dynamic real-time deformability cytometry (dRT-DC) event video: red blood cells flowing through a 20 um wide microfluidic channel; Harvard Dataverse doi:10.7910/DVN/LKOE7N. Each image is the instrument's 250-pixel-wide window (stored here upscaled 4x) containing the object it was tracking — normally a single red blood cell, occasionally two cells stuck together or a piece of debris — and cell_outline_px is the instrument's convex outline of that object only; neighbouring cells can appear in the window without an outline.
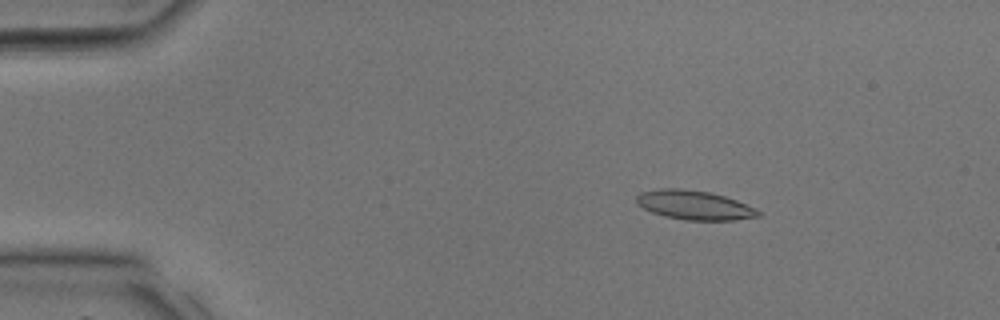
{"species": "common noctule bat (a hibernating species)", "species_latin": "Nyctalus noctula", "temperature_condition": "room temperature", "stored_images_in_passage": 35, "camera_frame_rate_fps": 3000, "um_per_image_px": 0.085, "animal": {"sex": "male", "body_mass_g": 17.9, "forearm_length_mm": 54.2}, "frame": {"image": 1, "passage_image": 6, "time_ms": 1.667, "image_size_px": [1000, 320], "cell_outline_px": [[760, 216], [732, 220], [684, 220], [664, 216], [652, 212], [636, 204], [636, 196], [640, 192], [660, 188], [680, 188], [708, 192], [724, 196], [736, 200], [756, 208], [760, 212]], "centroid_in_image_um": [58.99, 17.43], "position_along_channel_um": 26.0, "area_um2": 20.69}}
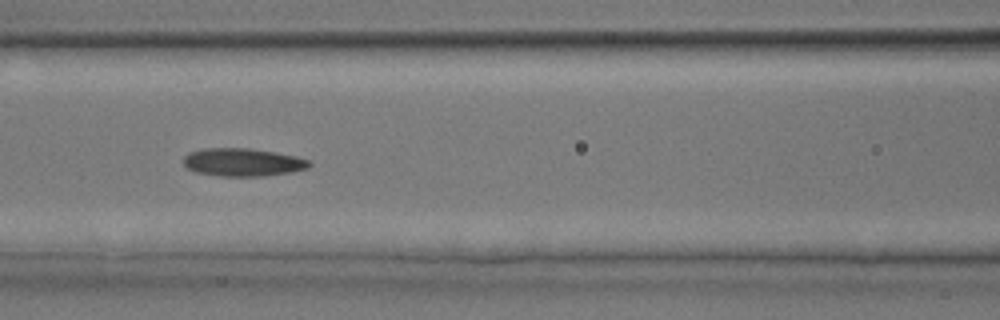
{"frame": {"image": 2, "passage_image": 16, "time_ms": 5.0, "image_size_px": [1000, 320], "cell_outline_px": [[312, 164], [308, 168], [292, 172], [264, 176], [216, 176], [196, 172], [188, 168], [184, 164], [184, 156], [188, 152], [204, 148], [248, 148], [296, 156], [308, 160]], "centroid_in_image_um": [20.62, 13.79], "position_along_channel_um": 146.0, "area_um2": 20.52}}
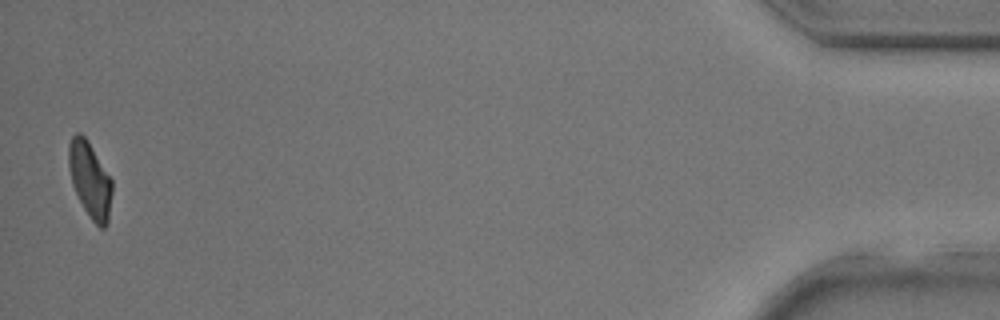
{"frame": {"image": 3, "passage_image": 35, "time_ms": 11.333, "image_size_px": [1000, 320], "cell_outline_px": [[112, 192], [108, 220], [104, 228], [100, 228], [92, 220], [84, 208], [72, 184], [68, 164], [68, 144], [72, 136], [76, 132], [80, 132], [88, 140], [112, 180]], "centroid_in_image_um": [7.64, 15.24], "position_along_channel_um": 427.6, "area_um2": 19.02}}